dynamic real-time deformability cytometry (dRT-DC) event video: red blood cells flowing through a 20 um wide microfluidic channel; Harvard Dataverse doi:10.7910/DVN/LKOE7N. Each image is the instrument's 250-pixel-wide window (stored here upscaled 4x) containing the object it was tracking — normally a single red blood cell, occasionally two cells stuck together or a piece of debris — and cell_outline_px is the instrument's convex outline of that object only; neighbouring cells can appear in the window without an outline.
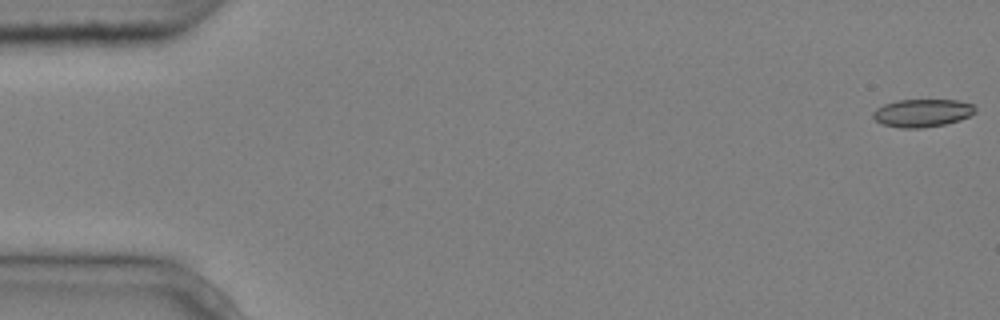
{"species": "common noctule bat (a hibernating species)", "species_latin": "Nyctalus noctula", "temperature_condition": "cold", "stored_images_in_passage": 6, "camera_frame_rate_fps": 3000, "um_per_image_px": 0.085, "animal": {"sex": "male", "body_mass_g": 20.4}, "frame": {"image": 1, "passage_image": 1, "time_ms": 0.0, "image_size_px": [1000, 320], "cell_outline_px": [[976, 112], [960, 120], [944, 124], [920, 128], [900, 128], [884, 124], [876, 120], [872, 116], [872, 112], [876, 108], [884, 104], [896, 100], [956, 100], [972, 104], [976, 108]], "centroid_in_image_um": [78.38, 9.59], "position_along_channel_um": 6.6, "area_um2": 16.53}}
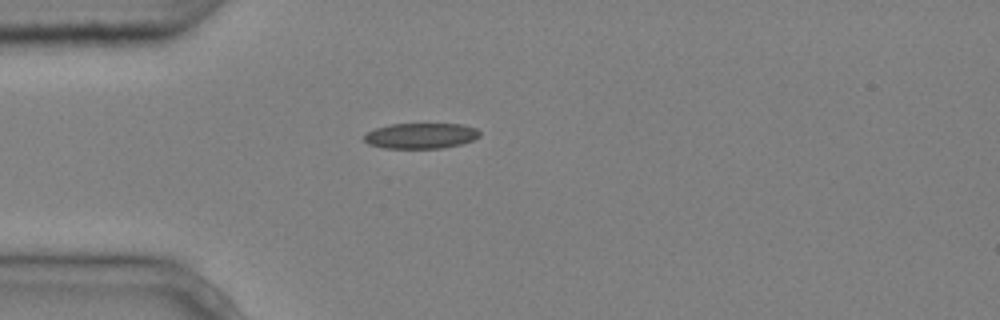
{"frame": {"image": 2, "passage_image": 5, "time_ms": 1.333, "image_size_px": [1000, 320], "cell_outline_px": [[480, 136], [472, 140], [460, 144], [444, 148], [384, 148], [368, 144], [364, 140], [364, 136], [368, 132], [376, 128], [392, 124], [460, 124], [476, 128], [480, 132]], "centroid_in_image_um": [35.78, 11.54], "position_along_channel_um": 49.2, "area_um2": 17.11}}